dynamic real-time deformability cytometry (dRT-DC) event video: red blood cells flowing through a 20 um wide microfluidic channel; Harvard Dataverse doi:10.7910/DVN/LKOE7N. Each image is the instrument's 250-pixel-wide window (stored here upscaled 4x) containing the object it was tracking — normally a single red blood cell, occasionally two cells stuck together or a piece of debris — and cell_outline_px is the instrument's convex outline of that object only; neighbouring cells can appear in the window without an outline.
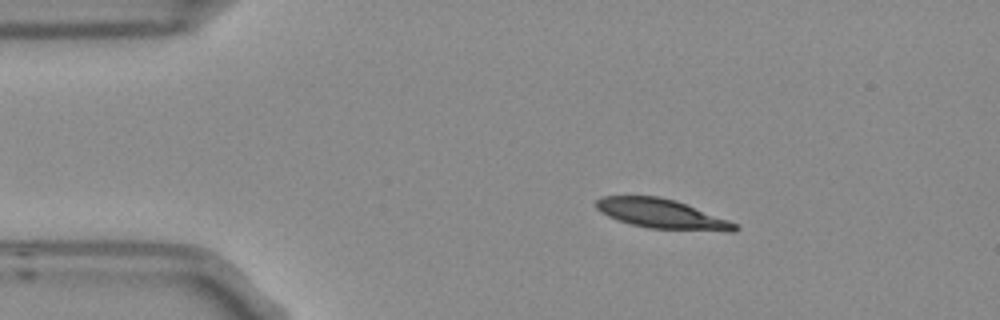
{"species": "Egyptian fruit bat (a non-hibernating species)", "species_latin": "Rousettus aegyptiacus", "temperature_condition": "room temperature", "stored_images_in_passage": 8, "camera_frame_rate_fps": 3000, "um_per_image_px": 0.085, "frame": {"image": 1, "passage_image": 1, "time_ms": 0.0, "image_size_px": [1000, 320], "cell_outline_px": [[740, 228], [736, 232], [728, 232], [648, 228], [632, 224], [608, 216], [600, 212], [596, 208], [596, 200], [604, 196], [656, 196], [676, 200], [740, 224]], "centroid_in_image_um": [56.34, 18.19], "position_along_channel_um": 28.7, "area_um2": 23.99}}
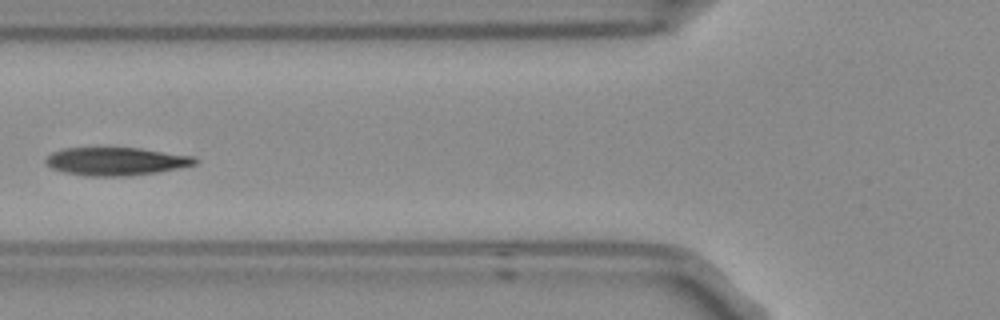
{"frame": {"image": 2, "passage_image": 4, "time_ms": 1.0, "image_size_px": [1000, 320], "cell_outline_px": [[200, 160], [196, 164], [156, 172], [128, 176], [84, 176], [64, 172], [52, 168], [44, 164], [44, 160], [52, 152], [60, 148], [140, 148], [196, 156]], "centroid_in_image_um": [9.85, 13.71], "position_along_channel_um": 116.0, "area_um2": 24.57}}
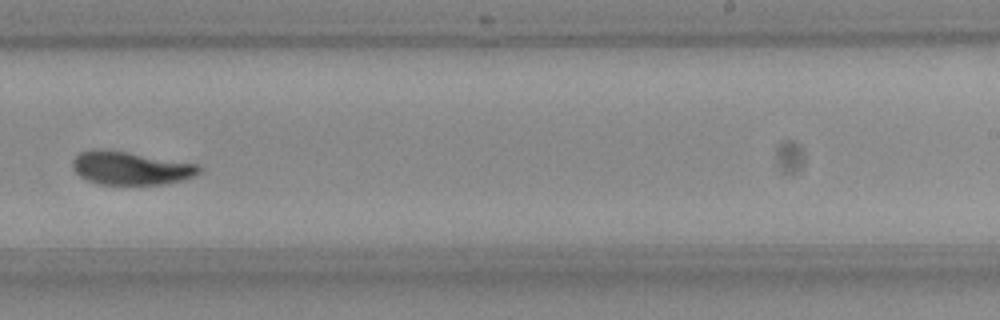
{"frame": {"image": 3, "passage_image": 8, "time_ms": 2.333, "image_size_px": [1000, 320], "cell_outline_px": [[204, 168], [200, 172], [184, 180], [164, 184], [100, 184], [88, 180], [80, 176], [72, 168], [72, 160], [80, 152], [128, 152], [200, 164]], "centroid_in_image_um": [11.2, 14.32], "position_along_channel_um": 277.8, "area_um2": 23.93}}